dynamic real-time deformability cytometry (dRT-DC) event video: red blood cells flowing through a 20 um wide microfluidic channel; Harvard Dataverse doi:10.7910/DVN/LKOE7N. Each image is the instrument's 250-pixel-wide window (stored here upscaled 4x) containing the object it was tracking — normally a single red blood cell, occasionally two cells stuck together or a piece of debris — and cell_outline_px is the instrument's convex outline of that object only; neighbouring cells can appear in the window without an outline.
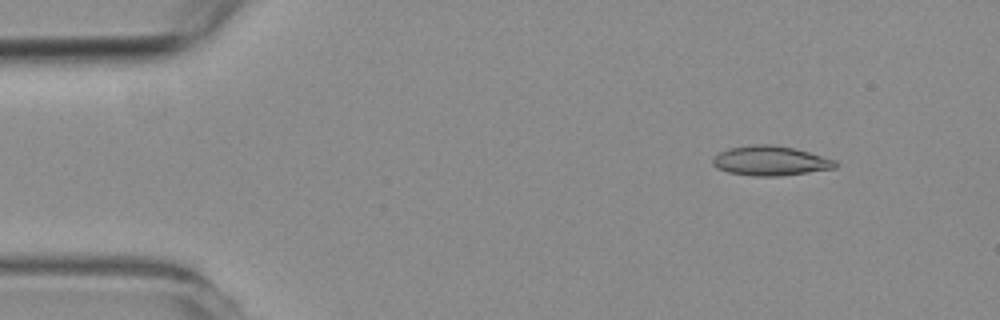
{"species": "common noctule bat (a hibernating species)", "species_latin": "Nyctalus noctula", "temperature_condition": "room temperature", "stored_images_in_passage": 52, "camera_frame_rate_fps": 3000, "um_per_image_px": 0.085, "animal": {"sex": "female", "body_mass_g": 19.3, "forearm_length_mm": 54.1}, "frame": {"image": 1, "passage_image": 1, "time_ms": 0.0, "image_size_px": [1000, 320], "cell_outline_px": [[840, 164], [836, 168], [780, 176], [752, 176], [728, 172], [716, 168], [712, 164], [712, 160], [720, 152], [728, 148], [752, 144], [772, 144], [792, 148], [808, 152], [836, 160]], "centroid_in_image_um": [65.49, 13.67], "position_along_channel_um": 19.5, "area_um2": 21.21}}
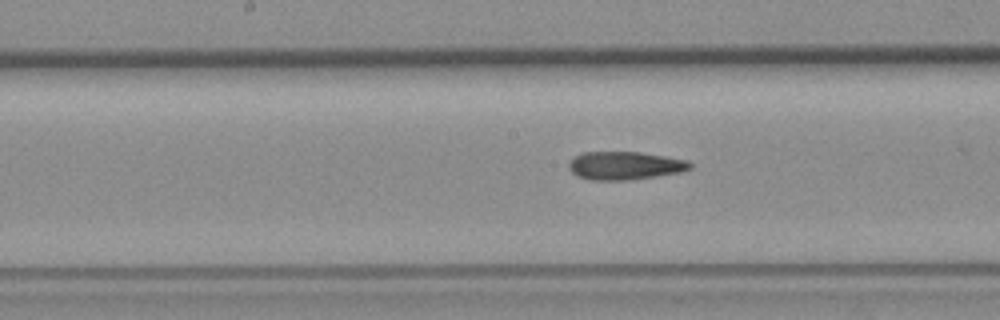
{"frame": {"image": 2, "passage_image": 23, "time_ms": 7.333, "image_size_px": [1000, 320], "cell_outline_px": [[692, 168], [680, 172], [656, 176], [628, 180], [592, 180], [576, 176], [568, 168], [568, 164], [580, 152], [640, 152], [688, 160], [692, 164]], "centroid_in_image_um": [53.11, 14.08], "position_along_channel_um": 195.1, "area_um2": 19.88}}
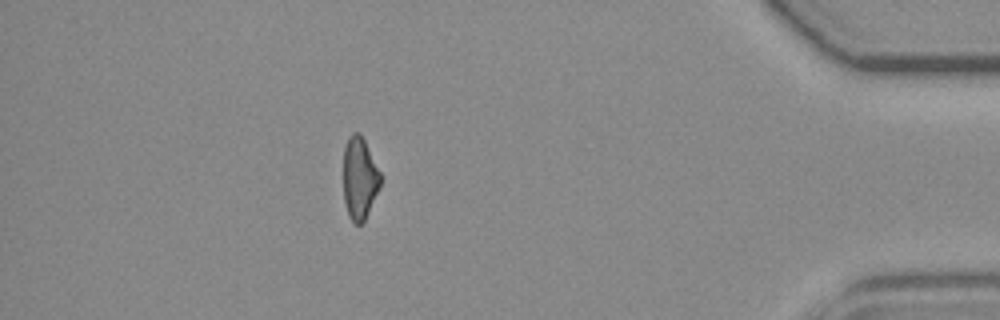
{"frame": {"image": 3, "passage_image": 45, "time_ms": 14.667, "image_size_px": [1000, 320], "cell_outline_px": [[380, 188], [364, 220], [360, 224], [356, 224], [348, 216], [344, 200], [344, 148], [348, 136], [352, 132], [360, 132], [380, 172]], "centroid_in_image_um": [30.55, 15.13], "position_along_channel_um": 404.6, "area_um2": 17.63}, "authors_computed_cell_mechanics": {"area_um2": 19.941, "velocity_mm_per_s": 3.5676, "shape_relaxation_time_tau1_ms": null, "shape_relaxation_time_tau2_ms": 3.3641, "deformation_change_tau1": null, "deformation_change_tau2": 0.1293}}